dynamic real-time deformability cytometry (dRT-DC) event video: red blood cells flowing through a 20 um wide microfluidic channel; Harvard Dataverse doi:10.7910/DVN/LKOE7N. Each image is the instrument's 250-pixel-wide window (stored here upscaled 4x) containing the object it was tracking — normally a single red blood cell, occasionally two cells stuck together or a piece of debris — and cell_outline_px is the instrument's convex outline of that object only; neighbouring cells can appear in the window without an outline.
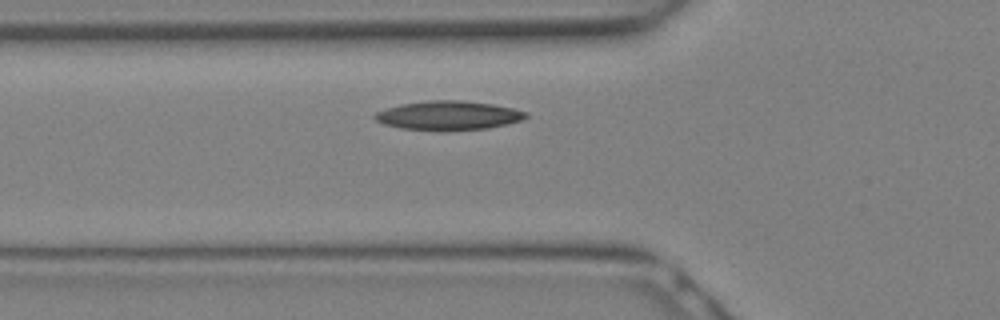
{"species": "Egyptian fruit bat (a non-hibernating species)", "species_latin": "Rousettus aegyptiacus", "temperature_condition": "warm", "stored_images_in_passage": 23, "camera_frame_rate_fps": 3000, "um_per_image_px": 0.085, "animal": {"sex": "female"}, "frame": {"image": 1, "passage_image": 5, "time_ms": 1.333, "image_size_px": [1000, 320], "cell_outline_px": [[528, 116], [524, 120], [508, 124], [488, 128], [440, 132], [400, 128], [384, 124], [376, 120], [372, 116], [376, 112], [384, 108], [400, 104], [428, 100], [460, 100], [492, 104], [512, 108], [528, 112]], "centroid_in_image_um": [38.1, 9.83], "position_along_channel_um": 87.7, "area_um2": 26.13}}
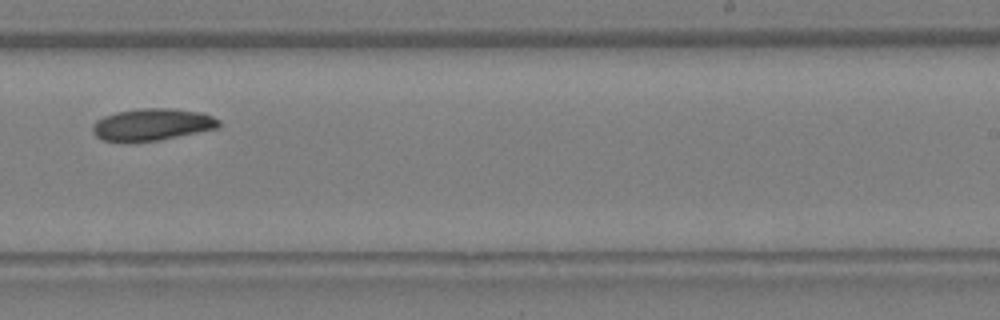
{"frame": {"image": 2, "passage_image": 13, "time_ms": 4.0, "image_size_px": [1000, 320], "cell_outline_px": [[220, 124], [216, 128], [156, 140], [104, 140], [96, 136], [92, 132], [92, 124], [96, 120], [104, 116], [116, 112], [140, 108], [168, 108], [200, 112], [212, 116], [220, 120]], "centroid_in_image_um": [12.91, 10.55], "position_along_channel_um": 276.1, "area_um2": 22.89}}
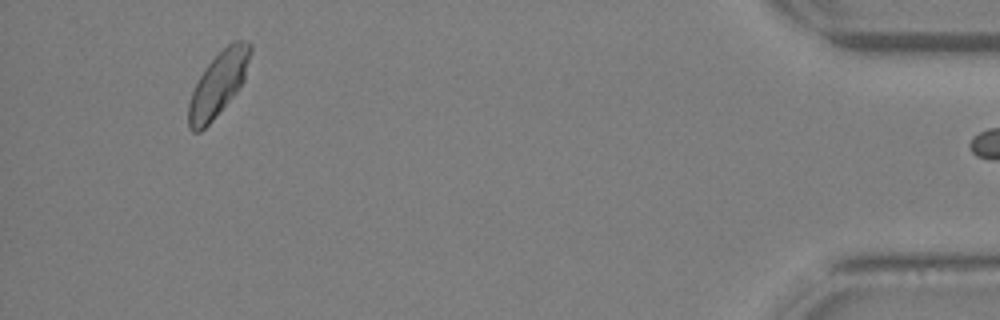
{"frame": {"image": 3, "passage_image": 22, "time_ms": 7.0, "image_size_px": [1000, 320], "cell_outline_px": [[252, 52], [244, 80], [236, 92], [212, 120], [200, 132], [192, 132], [188, 128], [188, 104], [192, 92], [204, 68], [228, 44], [236, 40], [248, 40], [252, 44]], "centroid_in_image_um": [18.57, 7.12], "position_along_channel_um": 416.6, "area_um2": 22.89}}